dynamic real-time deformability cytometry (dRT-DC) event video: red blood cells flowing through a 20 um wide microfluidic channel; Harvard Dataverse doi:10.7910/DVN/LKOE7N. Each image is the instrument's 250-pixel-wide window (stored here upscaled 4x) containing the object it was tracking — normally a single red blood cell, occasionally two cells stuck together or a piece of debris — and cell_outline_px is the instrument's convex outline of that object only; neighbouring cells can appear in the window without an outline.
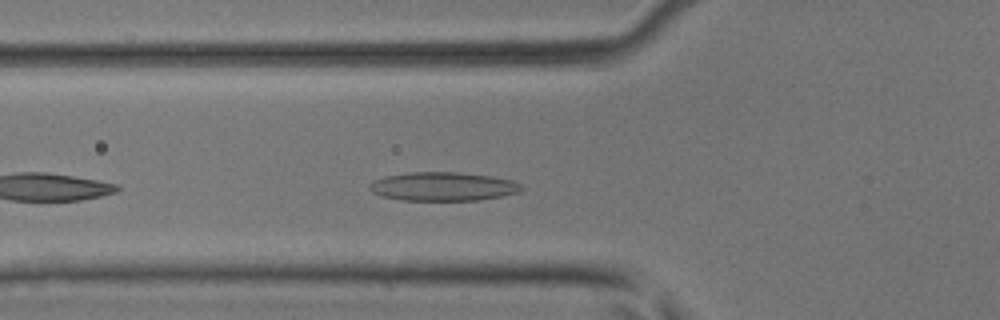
{"species": "common noctule bat (a hibernating species)", "species_latin": "Nyctalus noctula", "temperature_condition": "room temperature", "stored_images_in_passage": 31, "camera_frame_rate_fps": 3000, "um_per_image_px": 0.085, "animal": {"sex": "male", "body_mass_g": 17.9, "forearm_length_mm": 54.2}, "frame": {"image": 1, "passage_image": 2, "time_ms": 0.333, "image_size_px": [1000, 320], "cell_outline_px": [[524, 188], [520, 192], [480, 200], [404, 200], [384, 196], [372, 192], [368, 188], [376, 180], [388, 176], [408, 172], [456, 172], [492, 176], [512, 180], [520, 184]], "centroid_in_image_um": [37.72, 15.85], "position_along_channel_um": 88.1, "area_um2": 25.14}}
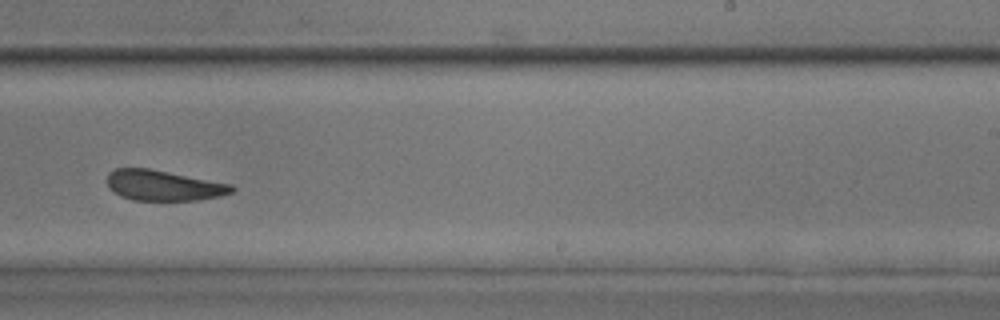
{"frame": {"image": 2, "passage_image": 15, "time_ms": 4.667, "image_size_px": [1000, 320], "cell_outline_px": [[236, 188], [232, 192], [220, 196], [196, 200], [132, 200], [120, 196], [108, 188], [108, 172], [116, 168], [148, 168], [232, 184]], "centroid_in_image_um": [13.88, 15.76], "position_along_channel_um": 275.1, "area_um2": 22.08}}
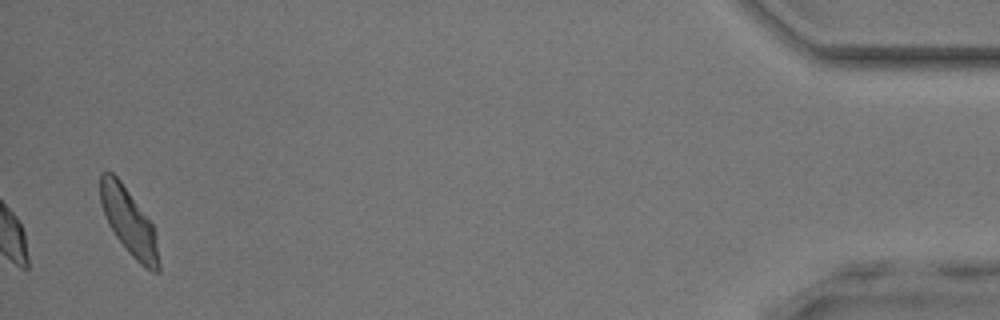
{"frame": {"image": 3, "passage_image": 31, "time_ms": 10.0, "image_size_px": [1000, 320], "cell_outline_px": [[160, 272], [152, 272], [140, 264], [132, 256], [116, 236], [108, 224], [100, 200], [100, 172], [112, 172], [120, 180], [152, 224], [160, 264]], "centroid_in_image_um": [10.94, 18.85], "position_along_channel_um": 424.3, "area_um2": 22.08}}